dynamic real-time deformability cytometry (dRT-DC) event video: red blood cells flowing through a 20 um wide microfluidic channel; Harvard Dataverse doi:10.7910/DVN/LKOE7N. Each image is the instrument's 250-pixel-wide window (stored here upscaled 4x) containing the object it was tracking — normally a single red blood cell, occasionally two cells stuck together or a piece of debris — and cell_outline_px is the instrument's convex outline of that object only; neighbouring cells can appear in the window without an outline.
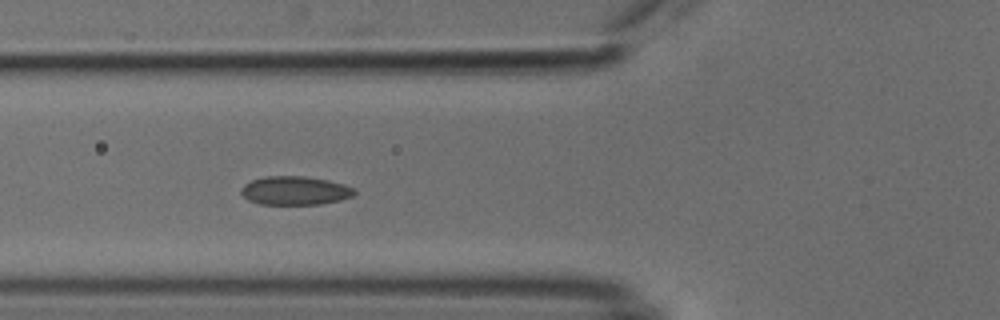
{"species": "common noctule bat (a hibernating species)", "species_latin": "Nyctalus noctula", "temperature_condition": "cold", "stored_images_in_passage": 54, "segment_of_instrument_passage": [1, 2], "camera_frame_rate_fps": 3000, "um_per_image_px": 0.085, "animal": {"sex": "male", "body_mass_g": 18.8}, "frame": {"image": 1, "passage_image": 20, "time_ms": 6.333, "image_size_px": [1000, 320], "cell_outline_px": [[356, 192], [352, 196], [340, 200], [320, 204], [260, 204], [248, 200], [240, 192], [240, 188], [244, 184], [252, 180], [264, 176], [304, 176], [328, 180], [344, 184], [352, 188]], "centroid_in_image_um": [25.04, 16.19], "position_along_channel_um": 100.8, "area_um2": 18.9}}
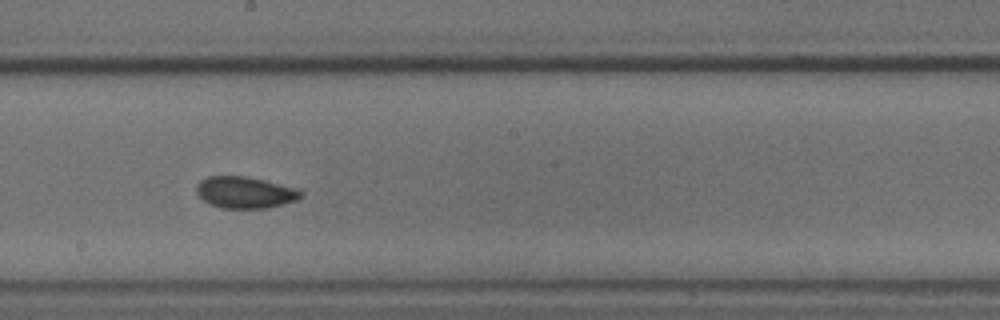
{"frame": {"image": 2, "passage_image": 30, "time_ms": 9.667, "image_size_px": [1000, 320], "cell_outline_px": [[304, 192], [296, 200], [284, 204], [268, 208], [220, 208], [208, 204], [196, 192], [196, 184], [200, 180], [208, 176], [244, 176], [264, 180], [296, 188]], "centroid_in_image_um": [20.8, 16.36], "position_along_channel_um": 227.4, "area_um2": 19.25}}
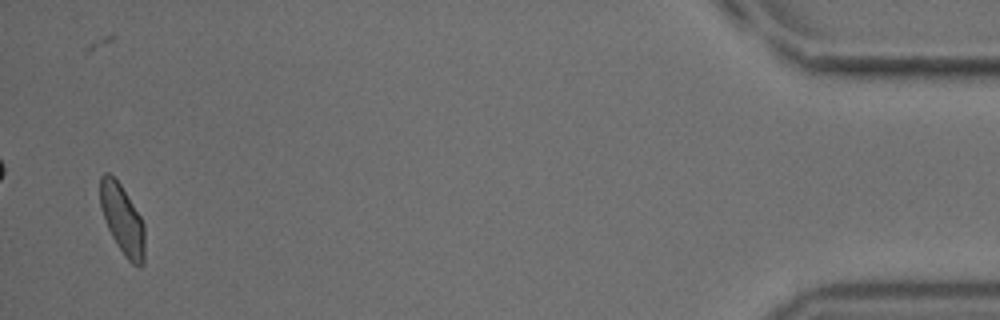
{"frame": {"image": 3, "passage_image": 52, "time_ms": 17.0, "image_size_px": [1000, 320], "cell_outline_px": [[144, 264], [140, 268], [132, 264], [124, 256], [116, 244], [104, 220], [100, 208], [100, 176], [104, 172], [108, 172], [120, 184], [140, 216], [144, 224]], "centroid_in_image_um": [10.39, 18.69], "position_along_channel_um": 424.8, "area_um2": 18.15}}